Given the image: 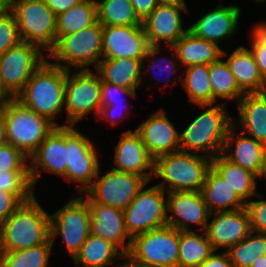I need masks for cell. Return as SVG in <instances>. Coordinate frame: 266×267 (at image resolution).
<instances>
[{"mask_svg": "<svg viewBox=\"0 0 266 267\" xmlns=\"http://www.w3.org/2000/svg\"><path fill=\"white\" fill-rule=\"evenodd\" d=\"M261 178L265 179V181H266V158H265V168H264V171H263Z\"/></svg>", "mask_w": 266, "mask_h": 267, "instance_id": "obj_58", "label": "cell"}, {"mask_svg": "<svg viewBox=\"0 0 266 267\" xmlns=\"http://www.w3.org/2000/svg\"><path fill=\"white\" fill-rule=\"evenodd\" d=\"M225 103L199 105L202 113L180 132V151L210 159L223 152L228 130L233 125L232 114Z\"/></svg>", "mask_w": 266, "mask_h": 267, "instance_id": "obj_2", "label": "cell"}, {"mask_svg": "<svg viewBox=\"0 0 266 267\" xmlns=\"http://www.w3.org/2000/svg\"><path fill=\"white\" fill-rule=\"evenodd\" d=\"M97 21L96 2L83 0L56 16V36H67Z\"/></svg>", "mask_w": 266, "mask_h": 267, "instance_id": "obj_36", "label": "cell"}, {"mask_svg": "<svg viewBox=\"0 0 266 267\" xmlns=\"http://www.w3.org/2000/svg\"><path fill=\"white\" fill-rule=\"evenodd\" d=\"M130 109L128 107H112V106H101L100 113L98 115V119L100 118L101 121L104 120L106 123H110V125L116 126V124L121 121L122 119L125 120L126 116H120L121 114L127 115L125 113H122L123 110ZM121 110V111H119ZM117 112V113H116ZM119 113V114H118Z\"/></svg>", "mask_w": 266, "mask_h": 267, "instance_id": "obj_47", "label": "cell"}, {"mask_svg": "<svg viewBox=\"0 0 266 267\" xmlns=\"http://www.w3.org/2000/svg\"><path fill=\"white\" fill-rule=\"evenodd\" d=\"M123 255L110 241L90 234L73 262L75 267H121Z\"/></svg>", "mask_w": 266, "mask_h": 267, "instance_id": "obj_29", "label": "cell"}, {"mask_svg": "<svg viewBox=\"0 0 266 267\" xmlns=\"http://www.w3.org/2000/svg\"><path fill=\"white\" fill-rule=\"evenodd\" d=\"M159 4H186L185 0H157Z\"/></svg>", "mask_w": 266, "mask_h": 267, "instance_id": "obj_57", "label": "cell"}, {"mask_svg": "<svg viewBox=\"0 0 266 267\" xmlns=\"http://www.w3.org/2000/svg\"><path fill=\"white\" fill-rule=\"evenodd\" d=\"M209 76L213 104L222 103L228 100L233 101L237 105L238 101L245 95L240 90L235 77L222 56L209 65ZM219 100L223 101L220 102Z\"/></svg>", "mask_w": 266, "mask_h": 267, "instance_id": "obj_34", "label": "cell"}, {"mask_svg": "<svg viewBox=\"0 0 266 267\" xmlns=\"http://www.w3.org/2000/svg\"><path fill=\"white\" fill-rule=\"evenodd\" d=\"M81 195L88 202L91 234L110 241L127 254L132 238L125 226L123 210L94 202L86 193Z\"/></svg>", "mask_w": 266, "mask_h": 267, "instance_id": "obj_23", "label": "cell"}, {"mask_svg": "<svg viewBox=\"0 0 266 267\" xmlns=\"http://www.w3.org/2000/svg\"><path fill=\"white\" fill-rule=\"evenodd\" d=\"M148 184L123 210L125 226L131 238L167 225V192L157 185L147 187Z\"/></svg>", "mask_w": 266, "mask_h": 267, "instance_id": "obj_10", "label": "cell"}, {"mask_svg": "<svg viewBox=\"0 0 266 267\" xmlns=\"http://www.w3.org/2000/svg\"><path fill=\"white\" fill-rule=\"evenodd\" d=\"M135 131L154 159L166 153L180 151V131L167 117L164 108L151 113L149 118L135 128Z\"/></svg>", "mask_w": 266, "mask_h": 267, "instance_id": "obj_21", "label": "cell"}, {"mask_svg": "<svg viewBox=\"0 0 266 267\" xmlns=\"http://www.w3.org/2000/svg\"><path fill=\"white\" fill-rule=\"evenodd\" d=\"M96 13L97 21L103 26L142 25L130 0H99Z\"/></svg>", "mask_w": 266, "mask_h": 267, "instance_id": "obj_37", "label": "cell"}, {"mask_svg": "<svg viewBox=\"0 0 266 267\" xmlns=\"http://www.w3.org/2000/svg\"><path fill=\"white\" fill-rule=\"evenodd\" d=\"M252 29V30H251ZM250 31L262 42L266 43V21L261 20L257 24H253Z\"/></svg>", "mask_w": 266, "mask_h": 267, "instance_id": "obj_51", "label": "cell"}, {"mask_svg": "<svg viewBox=\"0 0 266 267\" xmlns=\"http://www.w3.org/2000/svg\"><path fill=\"white\" fill-rule=\"evenodd\" d=\"M241 7L235 4H217L188 27L195 36L216 43L218 46L236 34L241 17Z\"/></svg>", "mask_w": 266, "mask_h": 267, "instance_id": "obj_22", "label": "cell"}, {"mask_svg": "<svg viewBox=\"0 0 266 267\" xmlns=\"http://www.w3.org/2000/svg\"><path fill=\"white\" fill-rule=\"evenodd\" d=\"M73 71L67 70L64 103L67 124L62 126H76L91 113L98 120L102 106L99 74L92 69Z\"/></svg>", "mask_w": 266, "mask_h": 267, "instance_id": "obj_7", "label": "cell"}, {"mask_svg": "<svg viewBox=\"0 0 266 267\" xmlns=\"http://www.w3.org/2000/svg\"><path fill=\"white\" fill-rule=\"evenodd\" d=\"M211 159L200 154L177 151L154 159L153 176L161 179L155 185L167 193L201 191Z\"/></svg>", "mask_w": 266, "mask_h": 267, "instance_id": "obj_4", "label": "cell"}, {"mask_svg": "<svg viewBox=\"0 0 266 267\" xmlns=\"http://www.w3.org/2000/svg\"><path fill=\"white\" fill-rule=\"evenodd\" d=\"M199 267H233L227 251H213Z\"/></svg>", "mask_w": 266, "mask_h": 267, "instance_id": "obj_48", "label": "cell"}, {"mask_svg": "<svg viewBox=\"0 0 266 267\" xmlns=\"http://www.w3.org/2000/svg\"><path fill=\"white\" fill-rule=\"evenodd\" d=\"M101 168L92 186L85 192L97 203L124 210L148 183L142 176L112 168L101 175Z\"/></svg>", "mask_w": 266, "mask_h": 267, "instance_id": "obj_14", "label": "cell"}, {"mask_svg": "<svg viewBox=\"0 0 266 267\" xmlns=\"http://www.w3.org/2000/svg\"><path fill=\"white\" fill-rule=\"evenodd\" d=\"M13 99V97L5 90L0 76V107L3 106L5 103Z\"/></svg>", "mask_w": 266, "mask_h": 267, "instance_id": "obj_54", "label": "cell"}, {"mask_svg": "<svg viewBox=\"0 0 266 267\" xmlns=\"http://www.w3.org/2000/svg\"><path fill=\"white\" fill-rule=\"evenodd\" d=\"M222 57L225 58L236 83L244 94L266 92V81L260 74L252 53L245 45L238 46L230 53L223 50Z\"/></svg>", "mask_w": 266, "mask_h": 267, "instance_id": "obj_26", "label": "cell"}, {"mask_svg": "<svg viewBox=\"0 0 266 267\" xmlns=\"http://www.w3.org/2000/svg\"><path fill=\"white\" fill-rule=\"evenodd\" d=\"M181 68L210 65L222 56L223 48L195 36L189 30L172 46Z\"/></svg>", "mask_w": 266, "mask_h": 267, "instance_id": "obj_28", "label": "cell"}, {"mask_svg": "<svg viewBox=\"0 0 266 267\" xmlns=\"http://www.w3.org/2000/svg\"><path fill=\"white\" fill-rule=\"evenodd\" d=\"M29 171V158L11 144L0 146V172Z\"/></svg>", "mask_w": 266, "mask_h": 267, "instance_id": "obj_41", "label": "cell"}, {"mask_svg": "<svg viewBox=\"0 0 266 267\" xmlns=\"http://www.w3.org/2000/svg\"><path fill=\"white\" fill-rule=\"evenodd\" d=\"M257 2V4H266V0H253Z\"/></svg>", "mask_w": 266, "mask_h": 267, "instance_id": "obj_59", "label": "cell"}, {"mask_svg": "<svg viewBox=\"0 0 266 267\" xmlns=\"http://www.w3.org/2000/svg\"><path fill=\"white\" fill-rule=\"evenodd\" d=\"M11 12V0H0V18Z\"/></svg>", "mask_w": 266, "mask_h": 267, "instance_id": "obj_55", "label": "cell"}, {"mask_svg": "<svg viewBox=\"0 0 266 267\" xmlns=\"http://www.w3.org/2000/svg\"><path fill=\"white\" fill-rule=\"evenodd\" d=\"M179 231L168 225L131 239L128 255L142 264L178 267Z\"/></svg>", "mask_w": 266, "mask_h": 267, "instance_id": "obj_12", "label": "cell"}, {"mask_svg": "<svg viewBox=\"0 0 266 267\" xmlns=\"http://www.w3.org/2000/svg\"><path fill=\"white\" fill-rule=\"evenodd\" d=\"M53 249L51 240L27 249L1 252L0 267H49Z\"/></svg>", "mask_w": 266, "mask_h": 267, "instance_id": "obj_38", "label": "cell"}, {"mask_svg": "<svg viewBox=\"0 0 266 267\" xmlns=\"http://www.w3.org/2000/svg\"><path fill=\"white\" fill-rule=\"evenodd\" d=\"M102 42L103 59L142 60L150 46L142 25L103 26Z\"/></svg>", "mask_w": 266, "mask_h": 267, "instance_id": "obj_20", "label": "cell"}, {"mask_svg": "<svg viewBox=\"0 0 266 267\" xmlns=\"http://www.w3.org/2000/svg\"><path fill=\"white\" fill-rule=\"evenodd\" d=\"M250 52L252 53L254 60L259 68L260 74L266 81V43L260 41L251 31H250Z\"/></svg>", "mask_w": 266, "mask_h": 267, "instance_id": "obj_45", "label": "cell"}, {"mask_svg": "<svg viewBox=\"0 0 266 267\" xmlns=\"http://www.w3.org/2000/svg\"><path fill=\"white\" fill-rule=\"evenodd\" d=\"M137 97V90H131L108 82L101 83V104L102 106L124 107L129 106L128 98ZM122 99V100H121ZM121 101V102H120ZM128 103V104H127ZM127 104V105H126Z\"/></svg>", "mask_w": 266, "mask_h": 267, "instance_id": "obj_42", "label": "cell"}, {"mask_svg": "<svg viewBox=\"0 0 266 267\" xmlns=\"http://www.w3.org/2000/svg\"><path fill=\"white\" fill-rule=\"evenodd\" d=\"M114 147L112 169L142 176L148 183L154 178V158L135 129H128L119 135Z\"/></svg>", "mask_w": 266, "mask_h": 267, "instance_id": "obj_18", "label": "cell"}, {"mask_svg": "<svg viewBox=\"0 0 266 267\" xmlns=\"http://www.w3.org/2000/svg\"><path fill=\"white\" fill-rule=\"evenodd\" d=\"M251 267H266V255L259 257L257 261H254Z\"/></svg>", "mask_w": 266, "mask_h": 267, "instance_id": "obj_56", "label": "cell"}, {"mask_svg": "<svg viewBox=\"0 0 266 267\" xmlns=\"http://www.w3.org/2000/svg\"><path fill=\"white\" fill-rule=\"evenodd\" d=\"M50 214V240L54 247L60 236L71 258L79 253L82 244L91 234V216L87 200L78 195Z\"/></svg>", "mask_w": 266, "mask_h": 267, "instance_id": "obj_9", "label": "cell"}, {"mask_svg": "<svg viewBox=\"0 0 266 267\" xmlns=\"http://www.w3.org/2000/svg\"><path fill=\"white\" fill-rule=\"evenodd\" d=\"M213 251L205 231H179L178 267H199Z\"/></svg>", "mask_w": 266, "mask_h": 267, "instance_id": "obj_33", "label": "cell"}, {"mask_svg": "<svg viewBox=\"0 0 266 267\" xmlns=\"http://www.w3.org/2000/svg\"><path fill=\"white\" fill-rule=\"evenodd\" d=\"M1 108L7 143L19 149L28 158L56 127L46 117L21 106L14 99L5 103Z\"/></svg>", "mask_w": 266, "mask_h": 267, "instance_id": "obj_6", "label": "cell"}, {"mask_svg": "<svg viewBox=\"0 0 266 267\" xmlns=\"http://www.w3.org/2000/svg\"><path fill=\"white\" fill-rule=\"evenodd\" d=\"M200 192L210 213L245 208V203L212 167L207 170Z\"/></svg>", "mask_w": 266, "mask_h": 267, "instance_id": "obj_30", "label": "cell"}, {"mask_svg": "<svg viewBox=\"0 0 266 267\" xmlns=\"http://www.w3.org/2000/svg\"><path fill=\"white\" fill-rule=\"evenodd\" d=\"M255 197L259 199L253 200L254 197H252L245 204L249 215L250 228L252 231L266 234V196L258 192Z\"/></svg>", "mask_w": 266, "mask_h": 267, "instance_id": "obj_44", "label": "cell"}, {"mask_svg": "<svg viewBox=\"0 0 266 267\" xmlns=\"http://www.w3.org/2000/svg\"><path fill=\"white\" fill-rule=\"evenodd\" d=\"M227 252L233 267H251L254 261L266 255V234L251 230Z\"/></svg>", "mask_w": 266, "mask_h": 267, "instance_id": "obj_39", "label": "cell"}, {"mask_svg": "<svg viewBox=\"0 0 266 267\" xmlns=\"http://www.w3.org/2000/svg\"><path fill=\"white\" fill-rule=\"evenodd\" d=\"M22 41L38 46L48 54L56 44V15L44 0H11Z\"/></svg>", "mask_w": 266, "mask_h": 267, "instance_id": "obj_8", "label": "cell"}, {"mask_svg": "<svg viewBox=\"0 0 266 267\" xmlns=\"http://www.w3.org/2000/svg\"><path fill=\"white\" fill-rule=\"evenodd\" d=\"M163 48V49H162ZM166 50V53H171V57L170 55H164L161 56V54H159L160 52L162 53V50ZM159 56V57H158ZM148 60V61H147ZM148 62L147 66L145 62ZM143 62V73L145 71V74H150L153 75V78L156 80V86L159 85L161 82L163 83V80H161L160 78H158V76H156V69L159 70L158 72H160V75H165L166 76V81L164 79V84L162 86H164L166 88V86L170 85V84H177L178 82H181L182 79V71H181V65L177 59V55L173 49L172 46H152L150 45L145 57L142 59ZM145 64V65H144ZM145 66V67H144ZM147 71H146V69ZM181 72H180V71ZM154 71H155V75H154ZM163 72V73H162ZM176 73V75H175ZM180 73V74H179ZM168 74V75H167ZM178 74V75H177ZM159 75V74H158ZM173 75L174 76V80L170 79V76ZM164 78V77H163ZM178 79V80H177ZM158 81V82H157ZM160 82V83H159Z\"/></svg>", "mask_w": 266, "mask_h": 267, "instance_id": "obj_32", "label": "cell"}, {"mask_svg": "<svg viewBox=\"0 0 266 267\" xmlns=\"http://www.w3.org/2000/svg\"><path fill=\"white\" fill-rule=\"evenodd\" d=\"M183 12L189 15L187 4H158L142 21L149 45L173 46L188 31Z\"/></svg>", "mask_w": 266, "mask_h": 267, "instance_id": "obj_16", "label": "cell"}, {"mask_svg": "<svg viewBox=\"0 0 266 267\" xmlns=\"http://www.w3.org/2000/svg\"><path fill=\"white\" fill-rule=\"evenodd\" d=\"M7 144L6 130L2 108L0 107V146Z\"/></svg>", "mask_w": 266, "mask_h": 267, "instance_id": "obj_53", "label": "cell"}, {"mask_svg": "<svg viewBox=\"0 0 266 267\" xmlns=\"http://www.w3.org/2000/svg\"><path fill=\"white\" fill-rule=\"evenodd\" d=\"M210 212L200 191L167 193V225L178 231H205ZM200 226L199 230L190 229Z\"/></svg>", "mask_w": 266, "mask_h": 267, "instance_id": "obj_17", "label": "cell"}, {"mask_svg": "<svg viewBox=\"0 0 266 267\" xmlns=\"http://www.w3.org/2000/svg\"><path fill=\"white\" fill-rule=\"evenodd\" d=\"M222 154L232 163L261 178L265 168L266 146L253 137L244 136L234 125L228 130Z\"/></svg>", "mask_w": 266, "mask_h": 267, "instance_id": "obj_24", "label": "cell"}, {"mask_svg": "<svg viewBox=\"0 0 266 267\" xmlns=\"http://www.w3.org/2000/svg\"><path fill=\"white\" fill-rule=\"evenodd\" d=\"M143 62L133 58L102 59L94 71L101 82H108L131 90H138L143 86Z\"/></svg>", "mask_w": 266, "mask_h": 267, "instance_id": "obj_27", "label": "cell"}, {"mask_svg": "<svg viewBox=\"0 0 266 267\" xmlns=\"http://www.w3.org/2000/svg\"><path fill=\"white\" fill-rule=\"evenodd\" d=\"M82 1L83 0H44V3L57 16L60 13L68 11L70 8Z\"/></svg>", "mask_w": 266, "mask_h": 267, "instance_id": "obj_50", "label": "cell"}, {"mask_svg": "<svg viewBox=\"0 0 266 267\" xmlns=\"http://www.w3.org/2000/svg\"><path fill=\"white\" fill-rule=\"evenodd\" d=\"M236 107L233 125L266 146V92L245 94Z\"/></svg>", "mask_w": 266, "mask_h": 267, "instance_id": "obj_25", "label": "cell"}, {"mask_svg": "<svg viewBox=\"0 0 266 267\" xmlns=\"http://www.w3.org/2000/svg\"><path fill=\"white\" fill-rule=\"evenodd\" d=\"M211 167L245 204L257 195L258 182L256 180L259 178L254 173L229 161L222 153L211 159Z\"/></svg>", "mask_w": 266, "mask_h": 267, "instance_id": "obj_31", "label": "cell"}, {"mask_svg": "<svg viewBox=\"0 0 266 267\" xmlns=\"http://www.w3.org/2000/svg\"><path fill=\"white\" fill-rule=\"evenodd\" d=\"M0 190L14 194L22 203L35 196L29 171H1Z\"/></svg>", "mask_w": 266, "mask_h": 267, "instance_id": "obj_40", "label": "cell"}, {"mask_svg": "<svg viewBox=\"0 0 266 267\" xmlns=\"http://www.w3.org/2000/svg\"><path fill=\"white\" fill-rule=\"evenodd\" d=\"M181 86L192 104L213 105L209 65H193L183 68Z\"/></svg>", "mask_w": 266, "mask_h": 267, "instance_id": "obj_35", "label": "cell"}, {"mask_svg": "<svg viewBox=\"0 0 266 267\" xmlns=\"http://www.w3.org/2000/svg\"><path fill=\"white\" fill-rule=\"evenodd\" d=\"M68 163V126H56L29 157V177L35 191L42 172L64 177Z\"/></svg>", "mask_w": 266, "mask_h": 267, "instance_id": "obj_15", "label": "cell"}, {"mask_svg": "<svg viewBox=\"0 0 266 267\" xmlns=\"http://www.w3.org/2000/svg\"><path fill=\"white\" fill-rule=\"evenodd\" d=\"M21 204L14 194L0 190V226Z\"/></svg>", "mask_w": 266, "mask_h": 267, "instance_id": "obj_46", "label": "cell"}, {"mask_svg": "<svg viewBox=\"0 0 266 267\" xmlns=\"http://www.w3.org/2000/svg\"><path fill=\"white\" fill-rule=\"evenodd\" d=\"M100 149L76 126H68V163L65 182L76 183L78 194L93 184L101 165ZM78 185V186H77Z\"/></svg>", "mask_w": 266, "mask_h": 267, "instance_id": "obj_11", "label": "cell"}, {"mask_svg": "<svg viewBox=\"0 0 266 267\" xmlns=\"http://www.w3.org/2000/svg\"><path fill=\"white\" fill-rule=\"evenodd\" d=\"M136 15L143 21L159 4L157 0H130Z\"/></svg>", "mask_w": 266, "mask_h": 267, "instance_id": "obj_49", "label": "cell"}, {"mask_svg": "<svg viewBox=\"0 0 266 267\" xmlns=\"http://www.w3.org/2000/svg\"><path fill=\"white\" fill-rule=\"evenodd\" d=\"M250 231L249 215L246 208H243L210 213L205 233L214 251H228Z\"/></svg>", "mask_w": 266, "mask_h": 267, "instance_id": "obj_19", "label": "cell"}, {"mask_svg": "<svg viewBox=\"0 0 266 267\" xmlns=\"http://www.w3.org/2000/svg\"><path fill=\"white\" fill-rule=\"evenodd\" d=\"M34 196L22 203L0 226V252L45 244L50 239V214Z\"/></svg>", "mask_w": 266, "mask_h": 267, "instance_id": "obj_3", "label": "cell"}, {"mask_svg": "<svg viewBox=\"0 0 266 267\" xmlns=\"http://www.w3.org/2000/svg\"><path fill=\"white\" fill-rule=\"evenodd\" d=\"M66 76V69L47 59L13 99L21 106L46 117L55 126H62L55 120L64 112Z\"/></svg>", "mask_w": 266, "mask_h": 267, "instance_id": "obj_1", "label": "cell"}, {"mask_svg": "<svg viewBox=\"0 0 266 267\" xmlns=\"http://www.w3.org/2000/svg\"><path fill=\"white\" fill-rule=\"evenodd\" d=\"M22 41L12 12L0 18V56Z\"/></svg>", "mask_w": 266, "mask_h": 267, "instance_id": "obj_43", "label": "cell"}, {"mask_svg": "<svg viewBox=\"0 0 266 267\" xmlns=\"http://www.w3.org/2000/svg\"><path fill=\"white\" fill-rule=\"evenodd\" d=\"M121 267H161L148 264H142L135 259L131 258L128 254L123 255Z\"/></svg>", "mask_w": 266, "mask_h": 267, "instance_id": "obj_52", "label": "cell"}, {"mask_svg": "<svg viewBox=\"0 0 266 267\" xmlns=\"http://www.w3.org/2000/svg\"><path fill=\"white\" fill-rule=\"evenodd\" d=\"M103 25L96 21L67 36H56L54 48L47 54L51 63L66 70L91 69L103 59Z\"/></svg>", "mask_w": 266, "mask_h": 267, "instance_id": "obj_5", "label": "cell"}, {"mask_svg": "<svg viewBox=\"0 0 266 267\" xmlns=\"http://www.w3.org/2000/svg\"><path fill=\"white\" fill-rule=\"evenodd\" d=\"M46 60L44 51L25 41L8 49L0 56V76L5 90L14 98Z\"/></svg>", "mask_w": 266, "mask_h": 267, "instance_id": "obj_13", "label": "cell"}]
</instances>
